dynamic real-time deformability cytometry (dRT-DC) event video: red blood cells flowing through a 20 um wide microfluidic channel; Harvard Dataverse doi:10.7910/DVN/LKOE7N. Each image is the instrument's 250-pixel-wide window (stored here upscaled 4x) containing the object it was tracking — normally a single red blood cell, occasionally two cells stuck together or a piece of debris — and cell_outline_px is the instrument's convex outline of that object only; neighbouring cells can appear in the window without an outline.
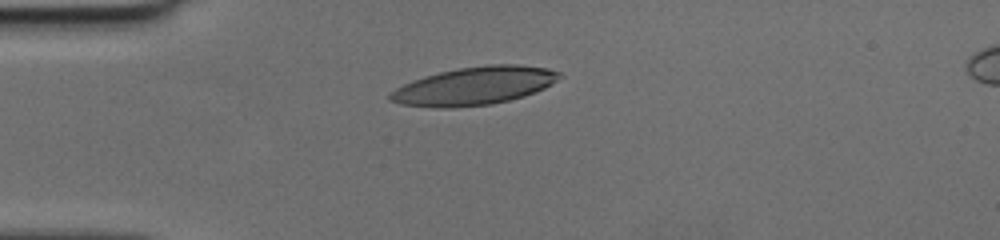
{"species": "human", "species_latin": "Homo sapiens", "temperature_condition": "cold", "stored_images_in_passage": 33, "camera_frame_rate_fps": 3000, "um_per_image_px": 0.085, "donor": {"sex": "female"}, "frame": {"image": 1, "passage_image": 1, "time_ms": 0.0, "image_size_px": [1000, 240], "cell_outline_px": [[564, 76], [544, 88], [524, 96], [492, 104], [452, 108], [440, 108], [400, 104], [388, 100], [388, 92], [412, 80], [424, 76], [440, 72], [460, 68], [484, 64], [516, 64], [548, 68], [560, 72]], "centroid_in_image_um": [40.3, 7.3], "position_along_channel_um": 44.7, "area_um2": 37.69}}
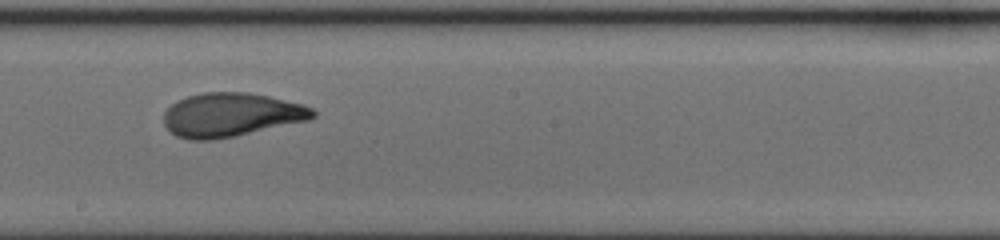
{"frame": {"image": 2, "passage_image": 16, "time_ms": 5.0, "image_size_px": [1000, 240], "cell_outline_px": [[316, 116], [308, 120], [232, 136], [212, 140], [188, 140], [176, 136], [164, 124], [164, 112], [172, 104], [188, 96], [204, 92], [248, 92], [268, 96], [304, 104], [312, 108], [316, 112]], "centroid_in_image_um": [19.64, 9.75], "position_along_channel_um": 228.6, "area_um2": 37.74}}
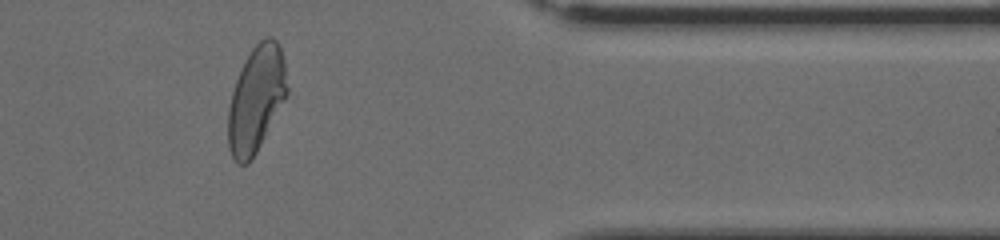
{"frame": {"image": 3, "passage_image": 29, "time_ms": 9.333, "image_size_px": [1000, 240], "cell_outline_px": [[288, 92], [284, 100], [256, 152], [248, 164], [236, 164], [232, 156], [228, 144], [228, 108], [232, 92], [236, 80], [244, 60], [252, 48], [264, 36], [272, 36], [280, 44], [284, 60], [288, 88]], "centroid_in_image_um": [21.77, 8.38], "position_along_channel_um": 389.6, "area_um2": 36.36}}